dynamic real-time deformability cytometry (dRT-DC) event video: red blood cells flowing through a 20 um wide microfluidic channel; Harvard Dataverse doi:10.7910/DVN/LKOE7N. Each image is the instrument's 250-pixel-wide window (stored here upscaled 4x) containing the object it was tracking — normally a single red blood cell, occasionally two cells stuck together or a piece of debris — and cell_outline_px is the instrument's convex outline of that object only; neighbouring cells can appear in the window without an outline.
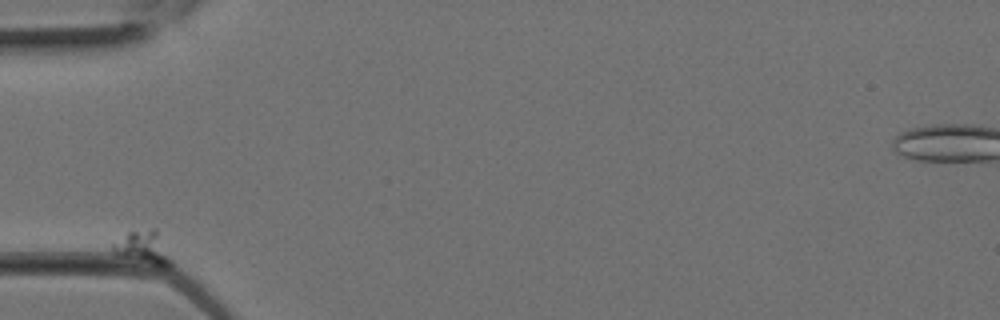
{"species": "Egyptian fruit bat (a non-hibernating species)", "species_latin": "Rousettus aegyptiacus", "temperature_condition": "room temperature", "stored_images_in_passage": 26, "segment_of_instrument_passage": [1, 2], "camera_frame_rate_fps": 3000, "um_per_image_px": 0.085, "animal": {"sex": "female"}, "frame": {"image": 1, "passage_image": 1, "time_ms": 0.0, "image_size_px": [1000, 320], "cell_outline_px": [[172, 264], [168, 268], [164, 268], [124, 256], [112, 252], [112, 244], [128, 232], [152, 228], [156, 228]], "centroid_in_image_um": [12.18, 21.04], "position_along_channel_um": 72.8, "area_um2": 10.75}}
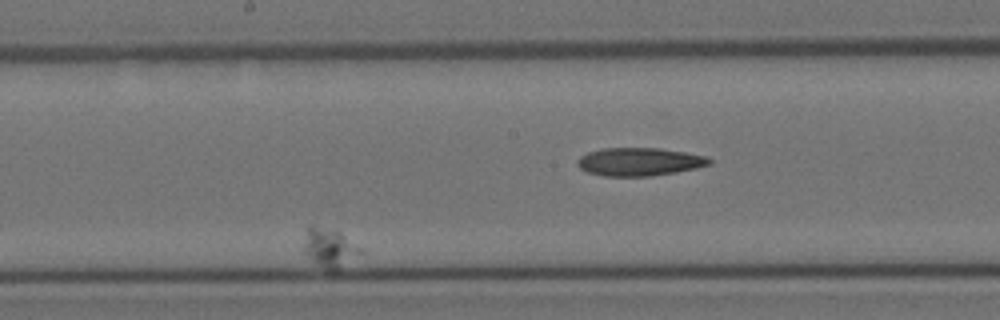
{"frame": {"image": 2, "passage_image": 14, "time_ms": 4.333, "image_size_px": [1000, 320], "cell_outline_px": [[364, 252], [336, 272], [332, 272], [320, 264], [304, 252], [304, 244], [308, 224], [312, 224], [340, 232], [364, 248]], "centroid_in_image_um": [28.09, 21.05], "position_along_channel_um": 220.1, "area_um2": 12.95}}
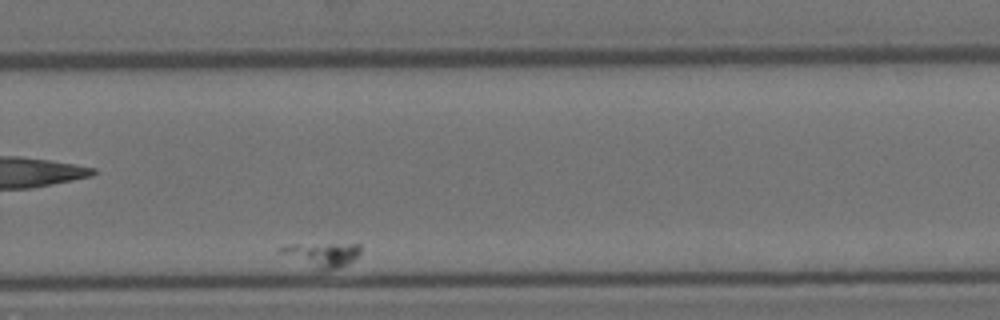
{"frame": {"image": 3, "passage_image": 19, "time_ms": 6.0, "image_size_px": [1000, 320], "cell_outline_px": [[360, 252], [348, 264], [336, 268], [320, 268], [280, 252], [276, 248], [284, 244], [360, 244]], "centroid_in_image_um": [27.4, 21.57], "position_along_channel_um": 302.4, "area_um2": 10.58}}